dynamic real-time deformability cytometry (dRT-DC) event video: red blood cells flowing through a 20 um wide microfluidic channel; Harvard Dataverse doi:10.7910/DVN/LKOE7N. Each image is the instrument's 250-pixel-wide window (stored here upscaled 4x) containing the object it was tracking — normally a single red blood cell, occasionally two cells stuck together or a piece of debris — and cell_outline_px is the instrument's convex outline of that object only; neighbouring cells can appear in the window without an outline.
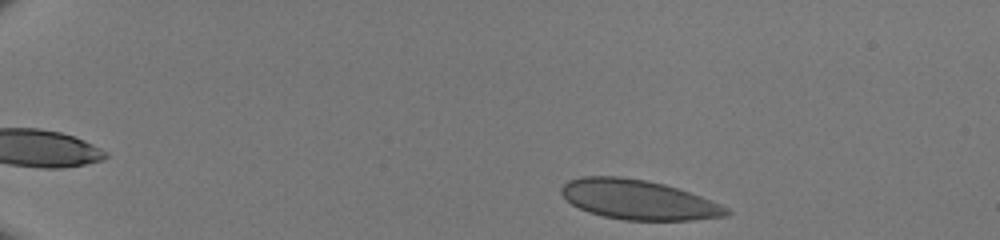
{"species": "human", "species_latin": "Homo sapiens", "temperature_condition": "room temperature", "stored_images_in_passage": 41, "camera_frame_rate_fps": 3000, "um_per_image_px": 0.085, "donor": {"sex": "male"}, "frame": {"image": 1, "passage_image": 1, "time_ms": 0.0, "image_size_px": [1000, 240], "cell_outline_px": [[732, 212], [728, 216], [692, 220], [624, 220], [604, 216], [580, 208], [572, 204], [560, 192], [560, 188], [568, 180], [584, 176], [616, 176], [644, 180], [664, 184], [700, 196], [720, 204], [728, 208]], "centroid_in_image_um": [54.27, 16.98], "position_along_channel_um": 30.7, "area_um2": 37.8}}
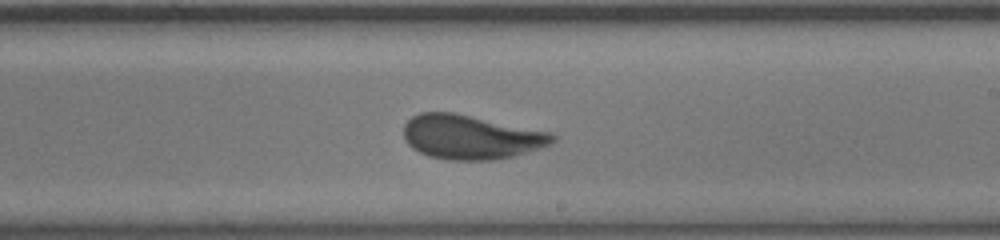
{"frame": {"image": 2, "passage_image": 24, "time_ms": 7.667, "image_size_px": [1000, 240], "cell_outline_px": [[556, 140], [552, 144], [516, 156], [492, 160], [448, 160], [428, 156], [412, 148], [408, 144], [404, 136], [404, 124], [412, 116], [420, 112], [456, 112], [552, 132], [556, 136]], "centroid_in_image_um": [40.06, 11.64], "position_along_channel_um": 248.9, "area_um2": 38.9}}
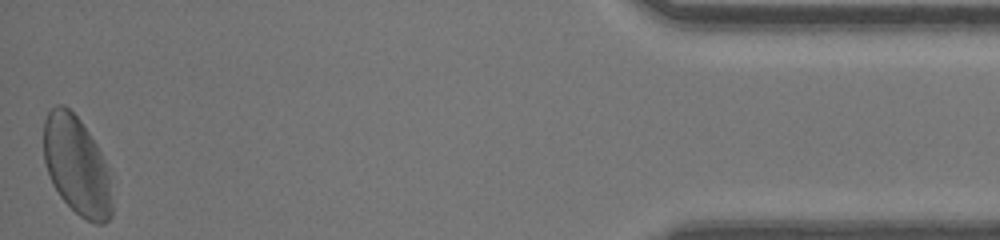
{"frame": {"image": 3, "passage_image": 41, "time_ms": 13.333, "image_size_px": [1000, 240], "cell_outline_px": [[112, 216], [104, 224], [96, 224], [80, 216], [60, 196], [52, 184], [44, 160], [44, 120], [48, 112], [56, 104], [64, 104], [80, 120], [96, 144], [104, 160], [108, 172], [112, 208]], "centroid_in_image_um": [6.5, 14.08], "position_along_channel_um": 428.7, "area_um2": 38.9}}